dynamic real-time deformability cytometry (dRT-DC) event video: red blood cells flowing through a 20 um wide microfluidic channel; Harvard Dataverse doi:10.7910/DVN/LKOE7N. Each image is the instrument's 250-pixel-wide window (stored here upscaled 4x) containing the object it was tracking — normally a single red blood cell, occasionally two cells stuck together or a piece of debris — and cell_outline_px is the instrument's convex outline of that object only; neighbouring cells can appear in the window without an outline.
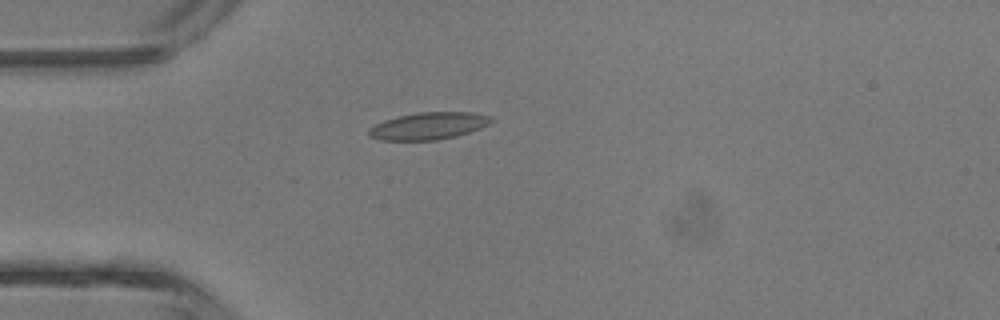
{"species": "common noctule bat (a hibernating species)", "species_latin": "Nyctalus noctula", "temperature_condition": "room temperature", "stored_images_in_passage": 17, "camera_frame_rate_fps": 3000, "um_per_image_px": 0.085, "animal": {"sex": "male", "body_mass_g": 13.3}, "frame": {"image": 1, "passage_image": 1, "time_ms": 0.0, "image_size_px": [1000, 320], "cell_outline_px": [[496, 120], [480, 128], [456, 136], [436, 140], [380, 140], [368, 136], [368, 128], [384, 120], [396, 116], [416, 112], [472, 112], [488, 116]], "centroid_in_image_um": [36.39, 10.7], "position_along_channel_um": 48.6, "area_um2": 19.42}}
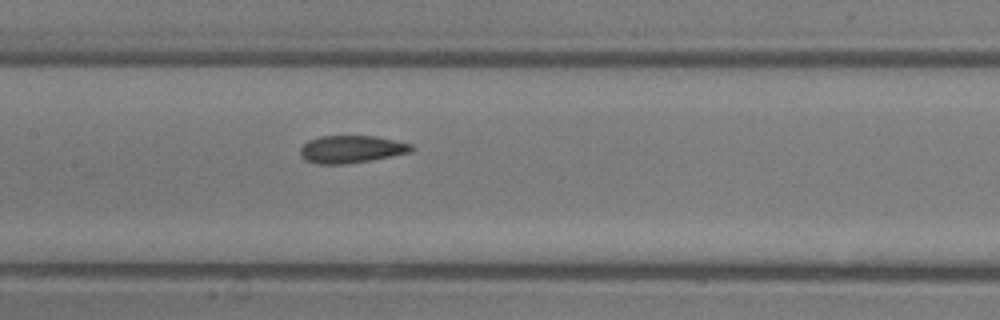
{"frame": {"image": 2, "passage_image": 10, "time_ms": 3.0, "image_size_px": [1000, 320], "cell_outline_px": [[416, 148], [412, 152], [368, 160], [344, 164], [316, 164], [304, 160], [300, 156], [300, 148], [308, 140], [320, 136], [380, 136], [412, 144]], "centroid_in_image_um": [29.87, 12.67], "position_along_channel_um": 177.5, "area_um2": 17.98}}
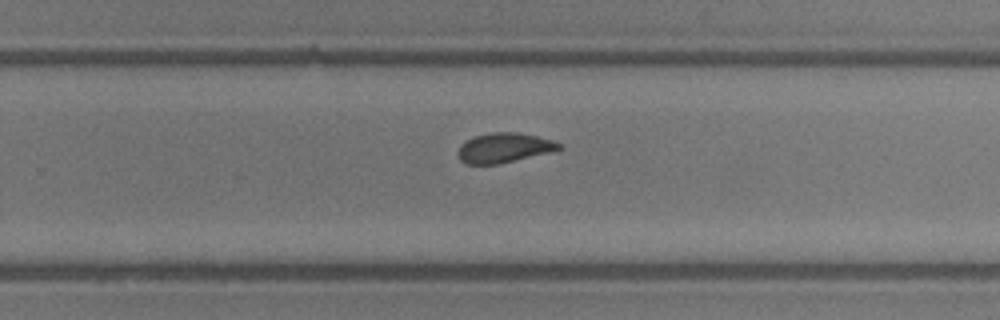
{"frame": {"image": 3, "passage_image": 17, "time_ms": 5.333, "image_size_px": [1000, 320], "cell_outline_px": [[564, 148], [500, 164], [468, 164], [460, 160], [456, 156], [456, 152], [460, 144], [476, 136], [492, 132], [516, 132], [536, 136], [552, 140], [560, 144]], "centroid_in_image_um": [42.8, 12.57], "position_along_channel_um": 287.0, "area_um2": 17.4}}